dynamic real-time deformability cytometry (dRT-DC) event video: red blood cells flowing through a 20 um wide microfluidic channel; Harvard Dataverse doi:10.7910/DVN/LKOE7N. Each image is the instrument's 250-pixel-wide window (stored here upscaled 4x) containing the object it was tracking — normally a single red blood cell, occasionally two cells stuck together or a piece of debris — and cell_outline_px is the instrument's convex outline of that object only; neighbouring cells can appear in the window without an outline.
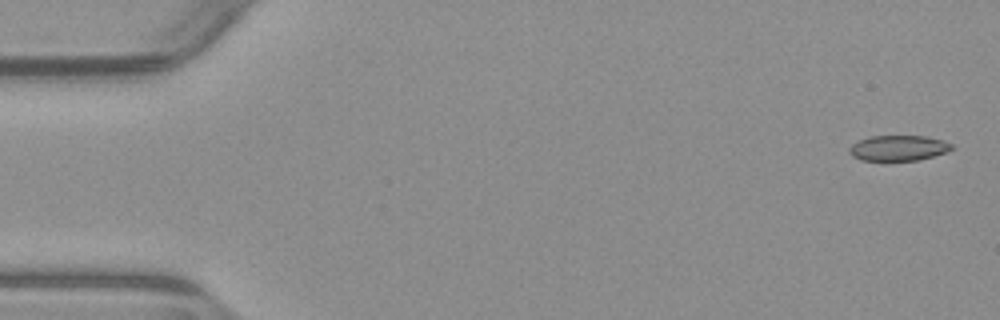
{"species": "common noctule bat (a hibernating species)", "species_latin": "Nyctalus noctula", "temperature_condition": "warm", "stored_images_in_passage": 53, "camera_frame_rate_fps": 3000, "um_per_image_px": 0.085, "animal": {"sex": "male", "body_mass_g": 23.1, "forearm_length_mm": 52.7}, "frame": {"image": 1, "passage_image": 2, "time_ms": 0.333, "image_size_px": [1000, 320], "cell_outline_px": [[952, 148], [948, 152], [916, 160], [860, 160], [852, 156], [848, 152], [848, 148], [852, 144], [868, 136], [924, 136], [944, 140], [952, 144]], "centroid_in_image_um": [76.34, 12.57], "position_along_channel_um": 8.7, "area_um2": 15.14}}
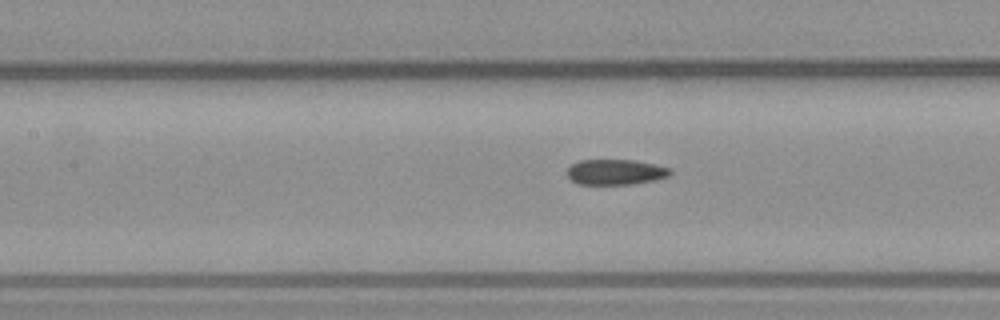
{"frame": {"image": 2, "passage_image": 24, "time_ms": 7.667, "image_size_px": [1000, 320], "cell_outline_px": [[672, 172], [668, 176], [652, 180], [632, 184], [580, 184], [572, 180], [568, 176], [568, 168], [572, 164], [580, 160], [636, 160], [656, 164], [672, 168]], "centroid_in_image_um": [52.35, 14.61], "position_along_channel_um": 155.0, "area_um2": 15.2}}
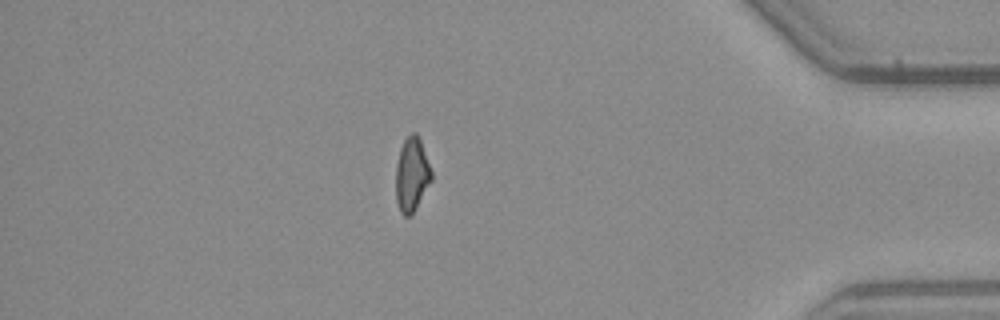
{"frame": {"image": 3, "passage_image": 46, "time_ms": 15.0, "image_size_px": [1000, 320], "cell_outline_px": [[432, 180], [416, 208], [408, 216], [404, 216], [400, 212], [396, 200], [396, 164], [400, 148], [404, 140], [412, 132], [416, 132], [420, 140], [432, 172]], "centroid_in_image_um": [34.99, 14.84], "position_along_channel_um": 400.2, "area_um2": 15.26}, "authors_computed_cell_mechanics": {"area_um2": 15.895, "velocity_mm_per_s": 3.9194, "shape_relaxation_time_tau1_ms": null, "shape_relaxation_time_tau2_ms": 3.869, "deformation_change_tau1": null, "deformation_change_tau2": 0.0992}}